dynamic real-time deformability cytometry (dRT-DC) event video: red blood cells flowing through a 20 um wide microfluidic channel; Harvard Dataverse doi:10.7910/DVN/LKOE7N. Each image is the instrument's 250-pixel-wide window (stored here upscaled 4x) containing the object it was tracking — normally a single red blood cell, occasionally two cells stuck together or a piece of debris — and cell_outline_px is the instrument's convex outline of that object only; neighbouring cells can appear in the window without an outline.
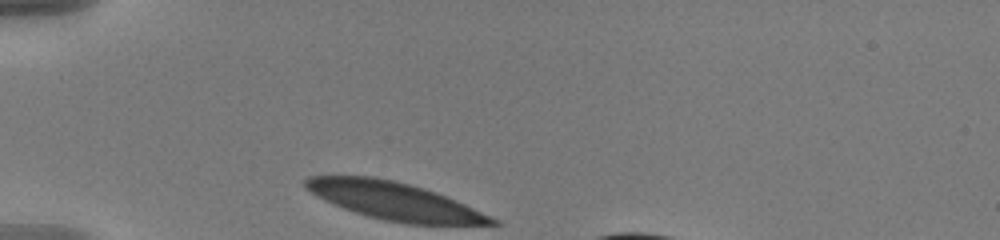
{"species": "human", "species_latin": "Homo sapiens", "temperature_condition": "warm", "stored_images_in_passage": 34, "camera_frame_rate_fps": 3000, "um_per_image_px": 0.085, "donor": {"sex": "male"}, "frame": {"image": 1, "passage_image": 1, "time_ms": 0.0, "image_size_px": [1000, 240], "cell_outline_px": [[500, 224], [408, 224], [384, 220], [368, 216], [344, 208], [324, 200], [316, 196], [304, 188], [304, 180], [308, 176], [372, 176], [392, 180], [408, 184], [436, 192], [464, 204], [500, 220]], "centroid_in_image_um": [33.49, 17.08], "position_along_channel_um": 51.5, "area_um2": 40.4}}
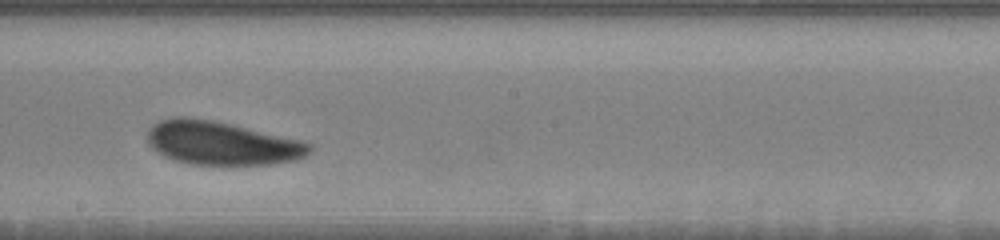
{"frame": {"image": 2, "passage_image": 18, "time_ms": 5.667, "image_size_px": [1000, 240], "cell_outline_px": [[312, 152], [296, 160], [272, 164], [188, 164], [172, 160], [156, 152], [148, 144], [148, 128], [152, 124], [160, 120], [172, 116], [184, 116], [212, 120], [300, 140], [312, 144]], "centroid_in_image_um": [18.79, 12.16], "position_along_channel_um": 229.4, "area_um2": 41.15}}
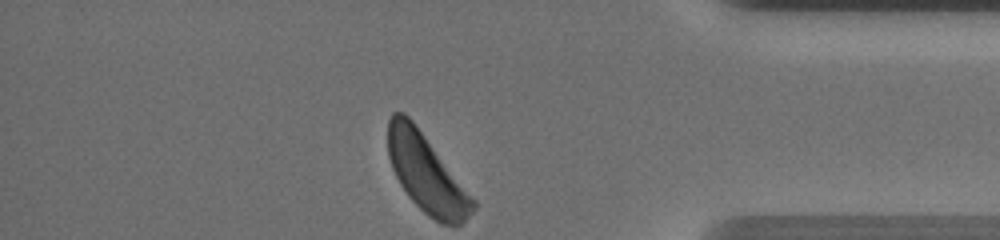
{"frame": {"image": 3, "passage_image": 34, "time_ms": 11.0, "image_size_px": [1000, 240], "cell_outline_px": [[476, 208], [460, 224], [440, 224], [428, 216], [408, 196], [400, 184], [392, 168], [388, 156], [388, 120], [392, 112], [404, 112], [412, 120], [476, 200]], "centroid_in_image_um": [36.24, 14.75], "position_along_channel_um": 399.0, "area_um2": 38.26}, "authors_computed_cell_mechanics": {"area_um2": 41.5582, "velocity_mm_per_s": 3.5574, "shape_relaxation_time_tau1_ms": 2.7723, "shape_relaxation_time_tau2_ms": null, "deformation_change_tau1": 0.1069, "deformation_change_tau2": null}}